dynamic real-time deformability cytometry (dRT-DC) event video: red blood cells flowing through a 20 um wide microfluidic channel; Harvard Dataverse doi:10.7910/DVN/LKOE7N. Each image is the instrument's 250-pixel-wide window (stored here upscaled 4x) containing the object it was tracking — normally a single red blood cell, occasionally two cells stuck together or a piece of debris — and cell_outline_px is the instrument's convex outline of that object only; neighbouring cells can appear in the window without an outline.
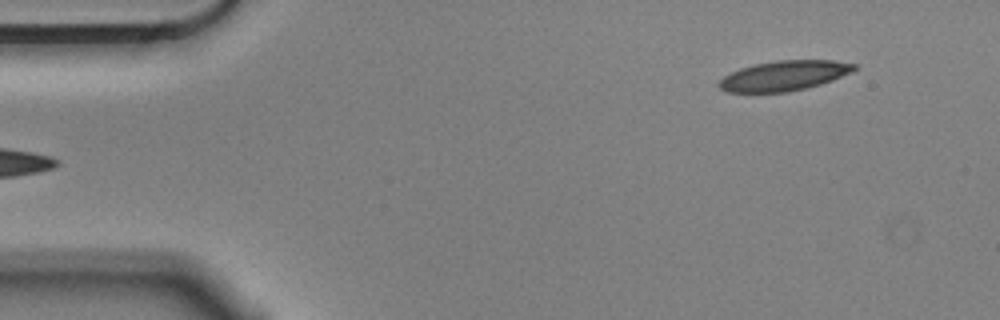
{"species": "Egyptian fruit bat (a non-hibernating species)", "species_latin": "Rousettus aegyptiacus", "temperature_condition": "cold", "stored_images_in_passage": 4, "segment_of_instrument_passage": [2, 2], "camera_frame_rate_fps": 3000, "um_per_image_px": 0.085, "animal": {"sex": "male"}, "frame": {"image": 1, "passage_image": 4, "time_ms": 1.0, "image_size_px": [1000, 320], "cell_outline_px": [[856, 68], [852, 72], [832, 80], [820, 84], [788, 92], [724, 92], [716, 84], [724, 76], [740, 68], [756, 64], [776, 60], [832, 60], [856, 64]], "centroid_in_image_um": [66.63, 6.43], "position_along_channel_um": 18.4, "area_um2": 23.52}}